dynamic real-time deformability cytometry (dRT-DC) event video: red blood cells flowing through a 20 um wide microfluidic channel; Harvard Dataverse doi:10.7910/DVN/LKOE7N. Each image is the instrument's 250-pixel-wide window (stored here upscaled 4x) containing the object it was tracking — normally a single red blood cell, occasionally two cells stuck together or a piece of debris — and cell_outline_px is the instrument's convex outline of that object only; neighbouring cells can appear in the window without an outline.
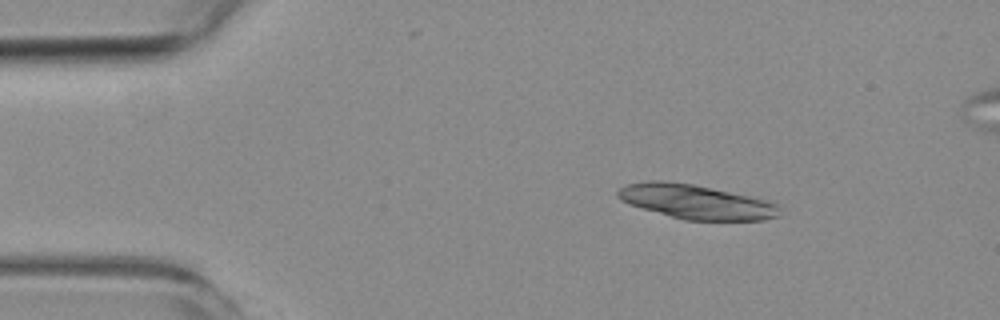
{"species": "common noctule bat (a hibernating species)", "species_latin": "Nyctalus noctula", "temperature_condition": "room temperature", "stored_images_in_passage": 5, "camera_frame_rate_fps": 3000, "um_per_image_px": 0.085, "animal": {"sex": "female", "body_mass_g": 19.3, "forearm_length_mm": 54.1}, "frame": {"image": 1, "passage_image": 2, "time_ms": 1.333, "image_size_px": [1000, 320], "cell_outline_px": [[780, 216], [764, 220], [684, 220], [628, 204], [620, 200], [616, 196], [616, 192], [620, 188], [628, 184], [648, 180], [664, 180], [692, 184], [748, 196], [764, 200], [776, 204], [780, 208]], "centroid_in_image_um": [59.12, 17.15], "position_along_channel_um": 25.9, "area_um2": 32.14}}